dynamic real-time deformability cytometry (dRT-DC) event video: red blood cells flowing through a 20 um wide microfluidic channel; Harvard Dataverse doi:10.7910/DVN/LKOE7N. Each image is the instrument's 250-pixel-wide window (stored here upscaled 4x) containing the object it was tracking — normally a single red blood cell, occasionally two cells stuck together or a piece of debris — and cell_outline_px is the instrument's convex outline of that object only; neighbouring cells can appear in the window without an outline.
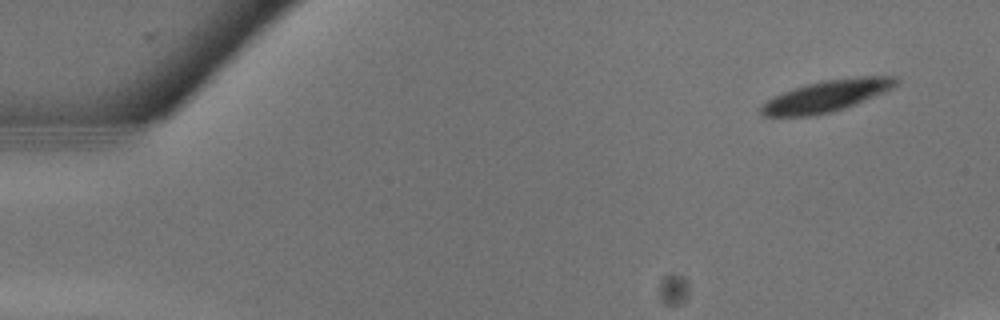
{"species": "common noctule bat (a hibernating species)", "species_latin": "Nyctalus noctula", "temperature_condition": "warm", "stored_images_in_passage": 14, "camera_frame_rate_fps": 3000, "um_per_image_px": 0.085, "animal": {"sex": "male", "body_mass_g": 13.3}, "frame": {"image": 1, "passage_image": 2, "time_ms": 0.333, "image_size_px": [1000, 320], "cell_outline_px": [[900, 80], [892, 88], [884, 92], [856, 104], [832, 112], [812, 116], [764, 116], [760, 112], [760, 108], [768, 100], [784, 92], [820, 80], [860, 76], [896, 76]], "centroid_in_image_um": [70.31, 8.15], "position_along_channel_um": 14.7, "area_um2": 24.57}}
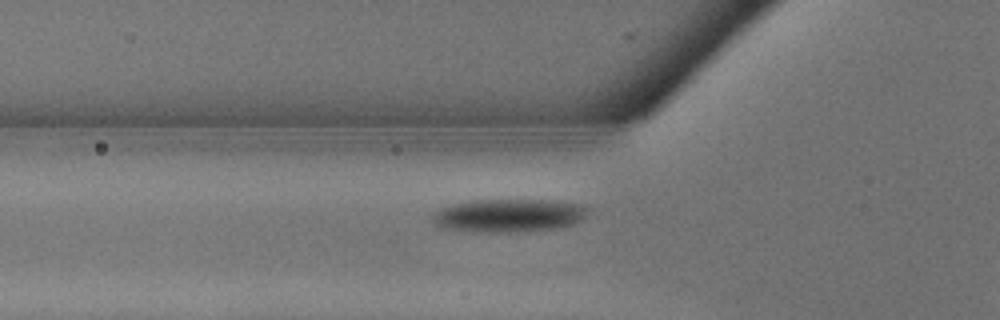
{"frame": {"image": 2, "passage_image": 10, "time_ms": 3.0, "image_size_px": [1000, 320], "cell_outline_px": [[592, 208], [580, 220], [572, 224], [556, 228], [512, 232], [488, 232], [440, 228], [432, 224], [432, 216], [440, 208], [452, 204], [476, 200], [560, 200], [584, 204]], "centroid_in_image_um": [43.28, 18.3], "position_along_channel_um": 82.5, "area_um2": 30.23}}
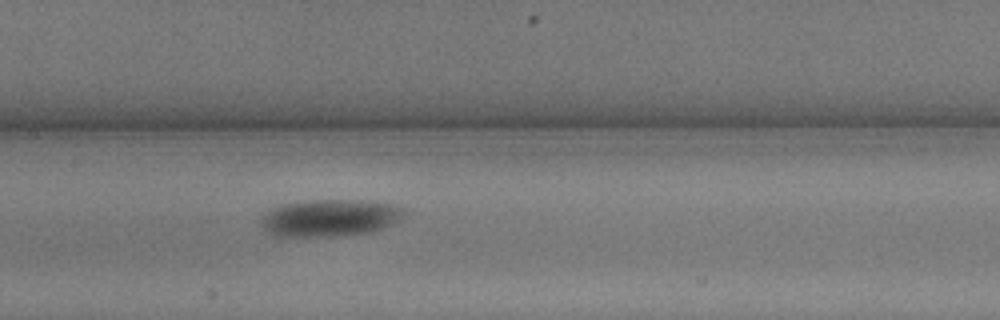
{"frame": {"image": 3, "passage_image": 14, "time_ms": 4.333, "image_size_px": [1000, 320], "cell_outline_px": [[404, 212], [392, 224], [384, 228], [372, 232], [344, 236], [272, 236], [264, 232], [260, 224], [260, 220], [268, 208], [280, 204], [308, 200], [368, 200], [396, 204], [404, 208]], "centroid_in_image_um": [27.97, 18.51], "position_along_channel_um": 179.4, "area_um2": 31.56}}